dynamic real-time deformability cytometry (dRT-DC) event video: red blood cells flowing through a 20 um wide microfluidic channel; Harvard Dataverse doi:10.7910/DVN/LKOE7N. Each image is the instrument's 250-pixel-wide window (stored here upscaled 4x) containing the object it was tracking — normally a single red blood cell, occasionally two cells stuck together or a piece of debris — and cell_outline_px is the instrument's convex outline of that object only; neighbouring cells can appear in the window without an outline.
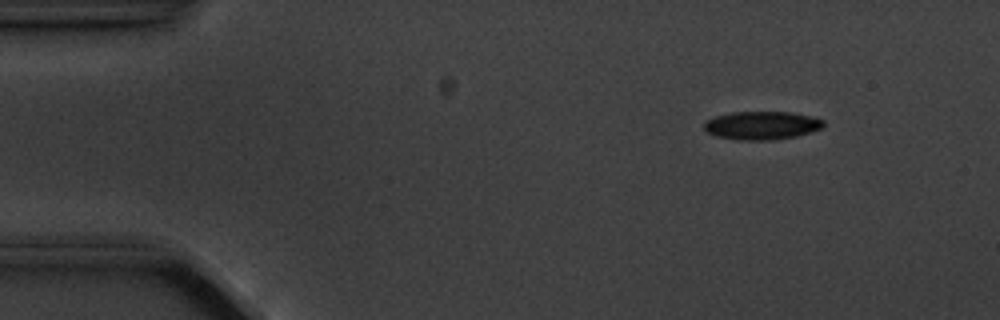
{"species": "common noctule bat (a hibernating species)", "species_latin": "Nyctalus noctula", "temperature_condition": "cold", "stored_images_in_passage": 4, "camera_frame_rate_fps": 3000, "um_per_image_px": 0.085, "animal": {"sex": "male", "body_mass_g": 20.1, "forearm_length_mm": 53.5}, "frame": {"image": 1, "passage_image": 2, "time_ms": 1.333, "image_size_px": [1000, 320], "cell_outline_px": [[824, 124], [820, 128], [796, 136], [772, 140], [740, 140], [720, 136], [708, 132], [704, 128], [704, 120], [712, 116], [732, 112], [792, 112], [812, 116], [824, 120]], "centroid_in_image_um": [64.73, 10.64], "position_along_channel_um": 20.3, "area_um2": 19.59}}